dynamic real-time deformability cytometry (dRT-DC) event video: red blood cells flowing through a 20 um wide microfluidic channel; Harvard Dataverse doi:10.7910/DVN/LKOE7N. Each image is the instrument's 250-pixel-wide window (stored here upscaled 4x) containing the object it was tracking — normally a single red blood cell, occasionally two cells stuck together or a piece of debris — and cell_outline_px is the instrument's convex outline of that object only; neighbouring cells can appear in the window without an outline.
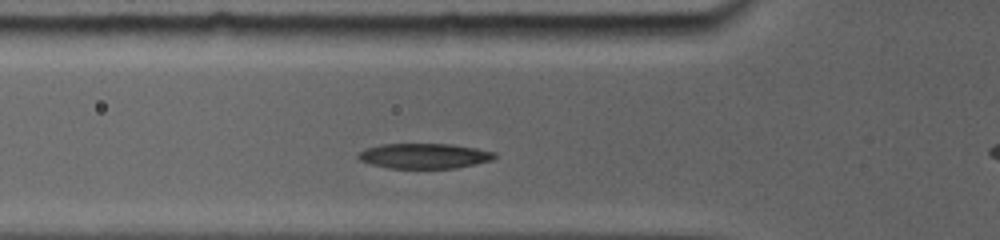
{"species": "common noctule bat (a hibernating species)", "species_latin": "Nyctalus noctula", "temperature_condition": "room temperature", "stored_images_in_passage": 20, "camera_frame_rate_fps": 5000, "um_per_image_px": 0.085, "animal": {"sex": "female", "body_mass_g": 19.0, "forearm_length_mm": 56.7}, "frame": {"image": 1, "passage_image": 4, "time_ms": 1.8, "image_size_px": [1000, 240], "cell_outline_px": [[496, 156], [492, 160], [476, 164], [456, 168], [388, 168], [368, 164], [360, 160], [356, 156], [360, 152], [368, 148], [384, 144], [448, 144], [496, 152]], "centroid_in_image_um": [36.05, 13.26], "position_along_channel_um": 89.8, "area_um2": 19.83}}
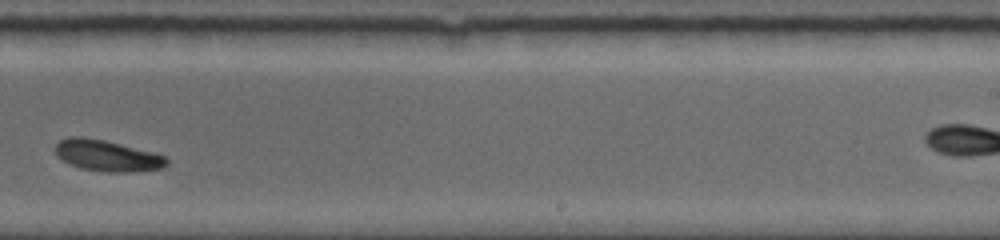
{"frame": {"image": 2, "passage_image": 13, "time_ms": 6.8, "image_size_px": [1000, 240], "cell_outline_px": [[168, 164], [164, 168], [132, 172], [108, 172], [80, 168], [68, 164], [56, 156], [52, 148], [60, 140], [68, 136], [84, 136], [104, 140], [156, 152], [164, 156], [168, 160]], "centroid_in_image_um": [9.07, 13.22], "position_along_channel_um": 279.9, "area_um2": 20.69}}
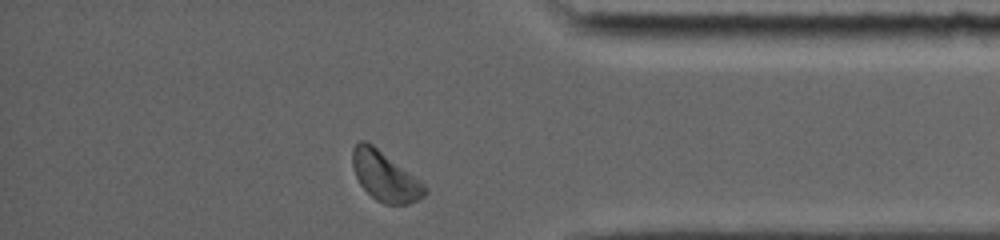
{"frame": {"image": 3, "passage_image": 19, "time_ms": 10.2, "image_size_px": [1000, 240], "cell_outline_px": [[428, 192], [424, 196], [408, 204], [384, 204], [376, 200], [360, 184], [356, 176], [352, 164], [352, 148], [360, 140], [364, 140], [372, 144], [424, 184], [428, 188]], "centroid_in_image_um": [32.71, 14.99], "position_along_channel_um": 402.5, "area_um2": 20.52}}